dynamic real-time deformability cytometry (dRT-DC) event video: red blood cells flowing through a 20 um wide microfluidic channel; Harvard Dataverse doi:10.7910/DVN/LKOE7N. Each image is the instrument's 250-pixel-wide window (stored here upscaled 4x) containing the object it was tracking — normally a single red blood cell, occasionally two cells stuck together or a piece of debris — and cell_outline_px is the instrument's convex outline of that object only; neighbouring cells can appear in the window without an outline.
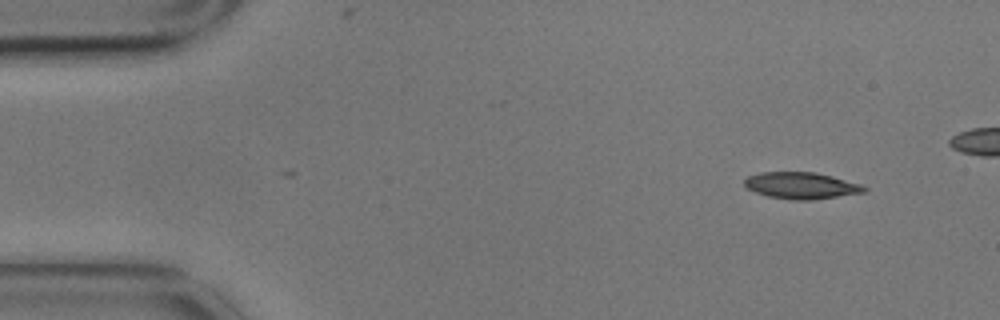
{"species": "common noctule bat (a hibernating species)", "species_latin": "Nyctalus noctula", "temperature_condition": "cold", "stored_images_in_passage": 2, "camera_frame_rate_fps": 3000, "um_per_image_px": 0.085, "animal": {"sex": "male", "body_mass_g": 17.9}, "frame": {"image": 1, "passage_image": 2, "time_ms": 0.333, "image_size_px": [1000, 320], "cell_outline_px": [[868, 192], [812, 200], [792, 200], [768, 196], [756, 192], [748, 188], [744, 184], [744, 180], [748, 176], [760, 172], [816, 172], [832, 176], [860, 184], [868, 188]], "centroid_in_image_um": [68.14, 15.77], "position_along_channel_um": 16.9, "area_um2": 18.61}}